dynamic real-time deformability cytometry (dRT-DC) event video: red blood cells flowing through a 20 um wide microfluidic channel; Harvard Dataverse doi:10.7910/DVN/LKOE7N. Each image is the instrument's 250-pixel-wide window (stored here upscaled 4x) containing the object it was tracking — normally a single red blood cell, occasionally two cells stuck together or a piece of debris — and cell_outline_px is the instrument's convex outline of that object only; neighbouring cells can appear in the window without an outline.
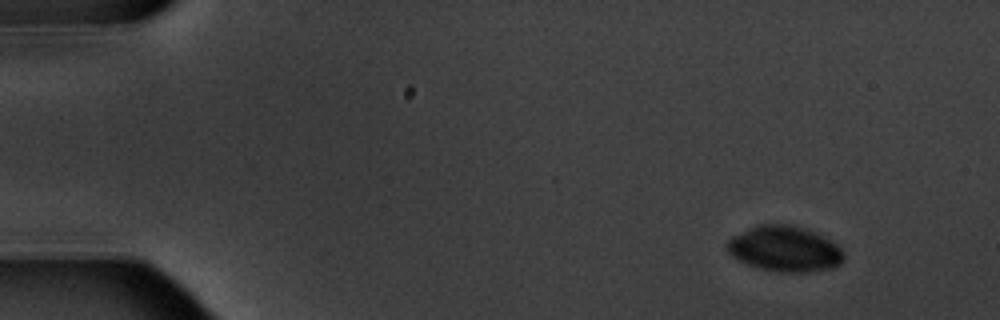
{"species": "common noctule bat (a hibernating species)", "species_latin": "Nyctalus noctula", "temperature_condition": "warm", "stored_images_in_passage": 14, "camera_frame_rate_fps": 3000, "um_per_image_px": 0.085, "animal": {"sex": "male", "body_mass_g": 20.1, "forearm_length_mm": 53.5}, "frame": {"image": 1, "passage_image": 1, "time_ms": 0.0, "image_size_px": [1000, 320], "cell_outline_px": [[844, 260], [840, 264], [832, 268], [808, 272], [776, 272], [756, 268], [732, 256], [724, 248], [728, 240], [732, 236], [760, 224], [788, 224], [812, 232], [836, 244], [844, 252]], "centroid_in_image_um": [66.67, 21.18], "position_along_channel_um": 18.3, "area_um2": 30.75}}
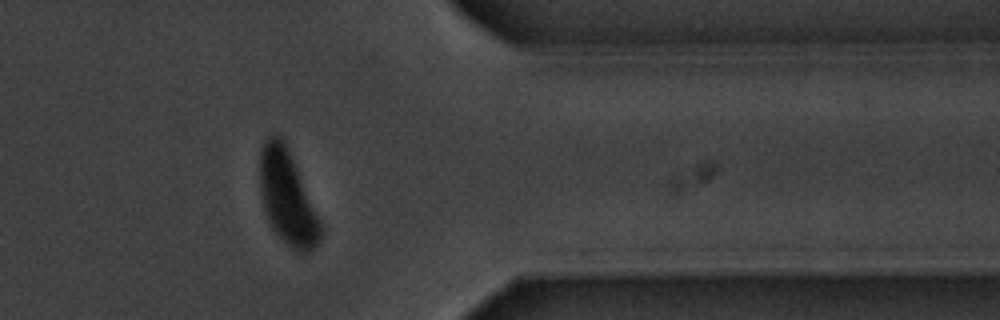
{"frame": {"image": 2, "passage_image": 12, "time_ms": 14.0, "image_size_px": [1000, 320], "cell_outline_px": [[324, 232], [320, 240], [308, 252], [300, 252], [292, 248], [268, 224], [264, 212], [260, 192], [260, 148], [264, 140], [268, 136], [276, 132], [284, 140], [288, 148], [320, 220]], "centroid_in_image_um": [24.4, 16.75], "position_along_channel_um": 387.0, "area_um2": 33.23}}
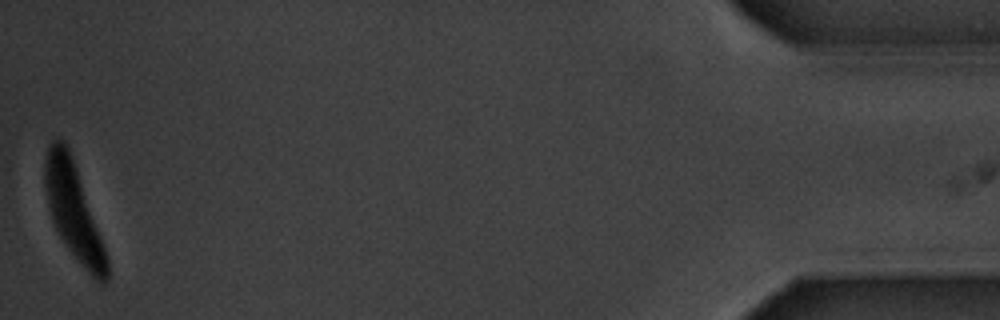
{"frame": {"image": 3, "passage_image": 14, "time_ms": 17.333, "image_size_px": [1000, 320], "cell_outline_px": [[108, 280], [104, 284], [100, 284], [88, 272], [68, 248], [60, 236], [52, 220], [44, 180], [44, 164], [48, 144], [52, 140], [64, 140], [68, 144], [100, 236], [108, 260]], "centroid_in_image_um": [6.23, 17.91], "position_along_channel_um": 429.0, "area_um2": 33.7}}